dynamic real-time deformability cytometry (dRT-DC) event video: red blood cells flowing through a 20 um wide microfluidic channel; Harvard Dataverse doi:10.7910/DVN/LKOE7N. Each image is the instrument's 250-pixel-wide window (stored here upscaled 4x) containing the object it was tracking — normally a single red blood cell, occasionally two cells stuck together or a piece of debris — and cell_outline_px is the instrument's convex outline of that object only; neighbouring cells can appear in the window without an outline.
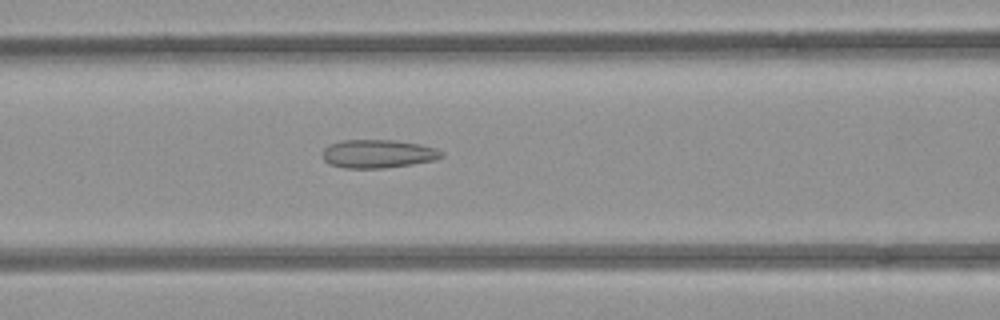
{"species": "common noctule bat (a hibernating species)", "species_latin": "Nyctalus noctula", "temperature_condition": "room temperature", "stored_images_in_passage": 38, "camera_frame_rate_fps": 3000, "um_per_image_px": 0.085, "animal": {"sex": "female", "body_mass_g": 21.9}, "frame": {"image": 1, "passage_image": 13, "time_ms": 4.0, "image_size_px": [1000, 320], "cell_outline_px": [[444, 156], [436, 160], [412, 164], [384, 168], [344, 168], [328, 164], [324, 160], [324, 148], [328, 144], [340, 140], [396, 140], [420, 144], [436, 148], [444, 152]], "centroid_in_image_um": [32.15, 13.07], "position_along_channel_um": 134.5, "area_um2": 19.88}}
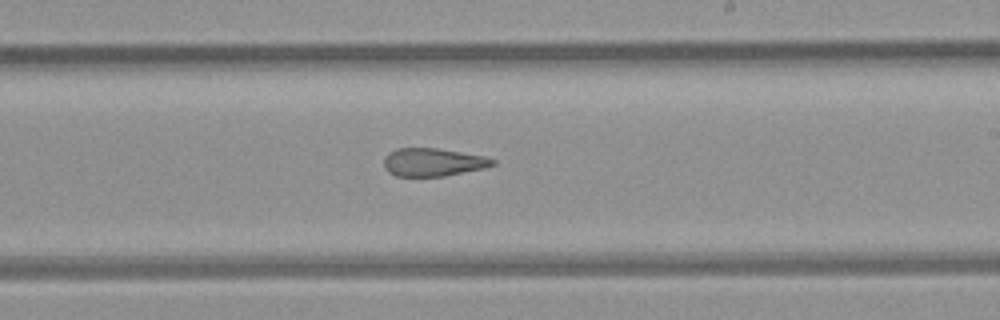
{"frame": {"image": 2, "passage_image": 22, "time_ms": 7.0, "image_size_px": [1000, 320], "cell_outline_px": [[496, 164], [484, 168], [444, 176], [396, 176], [388, 172], [384, 168], [384, 156], [388, 152], [396, 148], [436, 148], [484, 156], [496, 160]], "centroid_in_image_um": [36.77, 13.78], "position_along_channel_um": 252.2, "area_um2": 17.8}}
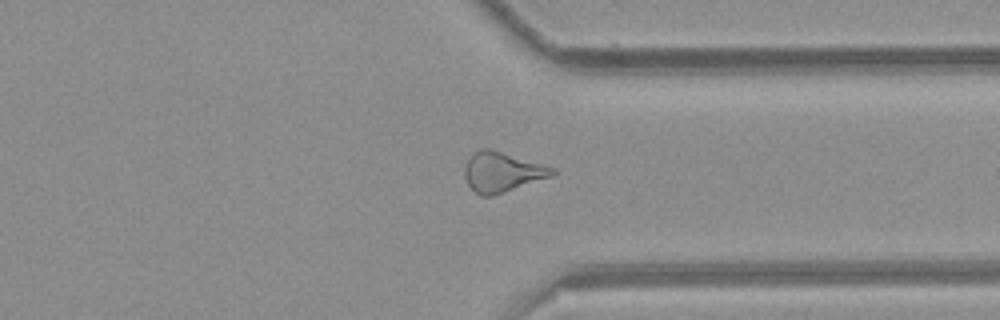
{"frame": {"image": 3, "passage_image": 31, "time_ms": 10.0, "image_size_px": [1000, 320], "cell_outline_px": [[556, 172], [552, 176], [492, 196], [480, 196], [468, 184], [464, 176], [464, 168], [472, 152], [480, 148], [488, 148], [544, 164], [556, 168]], "centroid_in_image_um": [42.67, 14.61], "position_along_channel_um": 368.7, "area_um2": 20.35}}